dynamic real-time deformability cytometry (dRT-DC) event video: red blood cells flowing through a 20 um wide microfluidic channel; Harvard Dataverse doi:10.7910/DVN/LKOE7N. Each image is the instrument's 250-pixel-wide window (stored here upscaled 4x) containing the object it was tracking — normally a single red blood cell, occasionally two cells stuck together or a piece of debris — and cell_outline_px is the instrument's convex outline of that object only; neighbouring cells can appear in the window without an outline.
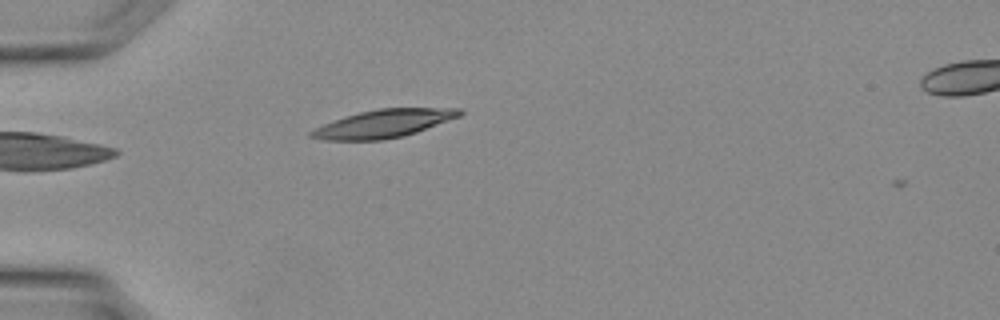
{"species": "Egyptian fruit bat (a non-hibernating species)", "species_latin": "Rousettus aegyptiacus", "temperature_condition": "warm", "stored_images_in_passage": 27, "camera_frame_rate_fps": 3000, "um_per_image_px": 0.085, "animal": {"sex": "female"}, "frame": {"image": 1, "passage_image": 2, "time_ms": 0.333, "image_size_px": [1000, 320], "cell_outline_px": [[464, 112], [460, 116], [416, 132], [404, 136], [384, 140], [320, 140], [308, 136], [308, 132], [324, 124], [344, 116], [360, 112], [380, 108], [460, 108]], "centroid_in_image_um": [32.59, 10.51], "position_along_channel_um": 52.4, "area_um2": 24.16}}
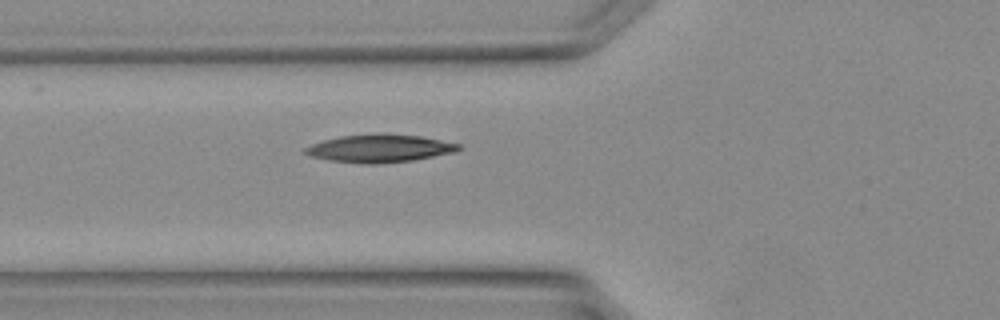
{"frame": {"image": 2, "passage_image": 5, "time_ms": 1.333, "image_size_px": [1000, 320], "cell_outline_px": [[464, 148], [456, 152], [412, 160], [372, 164], [360, 164], [328, 160], [308, 156], [304, 152], [304, 148], [312, 144], [324, 140], [340, 136], [388, 132], [420, 136], [460, 144]], "centroid_in_image_um": [32.27, 12.6], "position_along_channel_um": 93.5, "area_um2": 25.2}}